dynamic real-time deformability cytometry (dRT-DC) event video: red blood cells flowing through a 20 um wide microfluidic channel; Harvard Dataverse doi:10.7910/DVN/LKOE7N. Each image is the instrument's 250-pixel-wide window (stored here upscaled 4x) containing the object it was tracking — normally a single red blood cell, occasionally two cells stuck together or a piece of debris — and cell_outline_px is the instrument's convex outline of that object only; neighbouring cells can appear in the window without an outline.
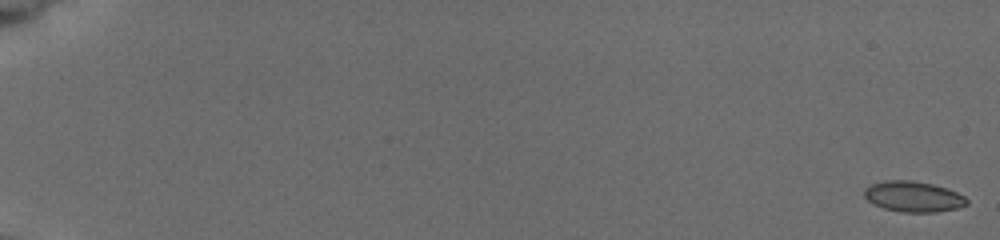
{"species": "common noctule bat (a hibernating species)", "species_latin": "Nyctalus noctula", "temperature_condition": "cold", "stored_images_in_passage": 9, "camera_frame_rate_fps": 3000, "um_per_image_px": 0.085, "animal": {"sex": "female", "body_mass_g": 19.5, "forearm_length_mm": 54.1}, "frame": {"image": 1, "passage_image": 1, "time_ms": 0.0, "image_size_px": [1000, 240], "cell_outline_px": [[968, 204], [956, 208], [936, 212], [900, 212], [884, 208], [868, 200], [864, 196], [864, 188], [872, 184], [884, 180], [912, 180], [932, 184], [948, 188], [964, 196], [968, 200]], "centroid_in_image_um": [77.64, 16.7], "position_along_channel_um": 7.4, "area_um2": 18.26}}
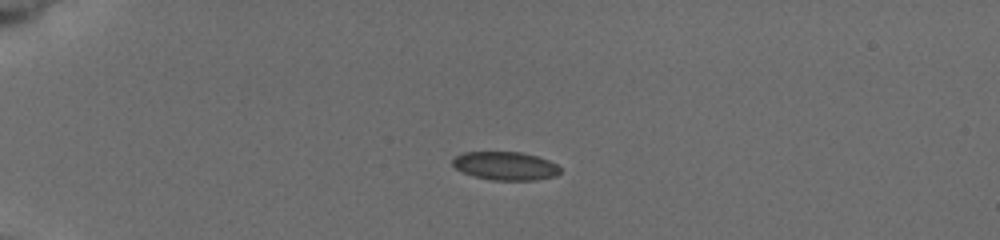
{"frame": {"image": 2, "passage_image": 6, "time_ms": 5.0, "image_size_px": [1000, 240], "cell_outline_px": [[560, 172], [556, 176], [536, 180], [492, 180], [472, 176], [456, 168], [452, 164], [452, 160], [456, 156], [464, 152], [520, 152], [536, 156], [548, 160], [556, 164], [560, 168]], "centroid_in_image_um": [42.96, 14.11], "position_along_channel_um": 42.0, "area_um2": 17.74}}
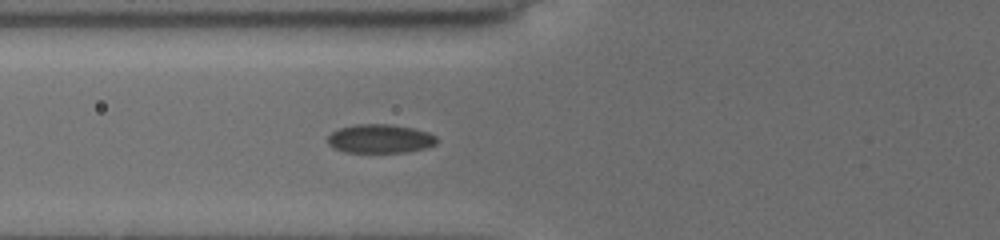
{"frame": {"image": 3, "passage_image": 9, "time_ms": 7.667, "image_size_px": [1000, 240], "cell_outline_px": [[436, 144], [424, 148], [404, 152], [344, 152], [332, 148], [328, 144], [328, 136], [332, 132], [340, 128], [356, 124], [392, 124], [412, 128], [428, 132], [436, 136]], "centroid_in_image_um": [32.28, 11.79], "position_along_channel_um": 93.5, "area_um2": 18.26}}